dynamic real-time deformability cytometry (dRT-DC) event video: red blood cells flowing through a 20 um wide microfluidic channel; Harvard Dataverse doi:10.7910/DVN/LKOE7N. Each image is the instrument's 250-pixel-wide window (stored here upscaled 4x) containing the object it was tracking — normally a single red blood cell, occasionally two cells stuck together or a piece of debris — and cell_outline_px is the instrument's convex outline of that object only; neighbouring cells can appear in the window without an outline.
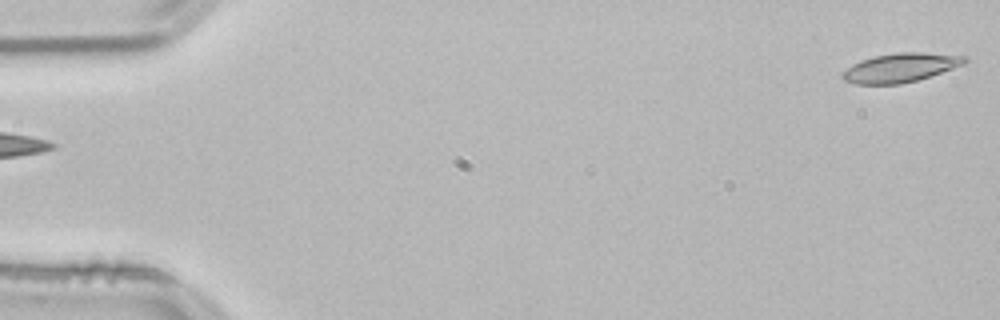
{"species": "common noctule bat (a hibernating species)", "species_latin": "Nyctalus noctula", "temperature_condition": "room temperature", "stored_images_in_passage": 54, "camera_frame_rate_fps": 3000, "um_per_image_px": 0.085, "animal": {"sex": "male", "body_mass_g": 21.5, "forearm_length_mm": 52.0}, "frame": {"image": 1, "passage_image": 1, "time_ms": 0.0, "image_size_px": [1000, 320], "cell_outline_px": [[968, 60], [964, 64], [916, 80], [900, 84], [856, 84], [844, 80], [840, 76], [852, 64], [860, 60], [872, 56], [900, 52], [920, 52], [968, 56]], "centroid_in_image_um": [76.52, 5.74], "position_along_channel_um": 8.5, "area_um2": 20.46}}
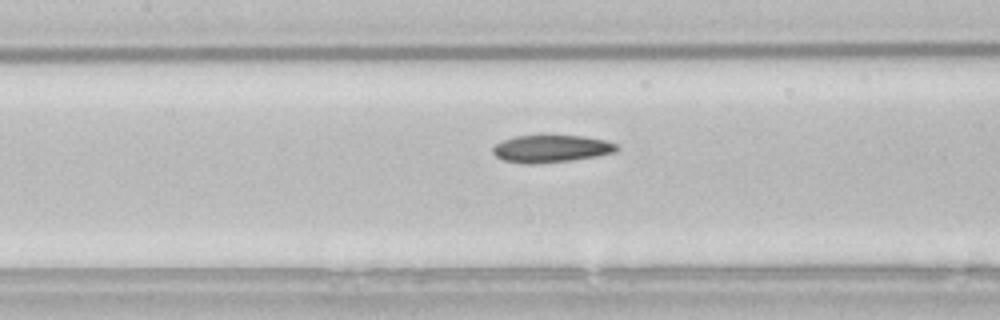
{"frame": {"image": 2, "passage_image": 24, "time_ms": 7.667, "image_size_px": [1000, 320], "cell_outline_px": [[620, 148], [616, 152], [596, 156], [572, 160], [536, 164], [524, 164], [504, 160], [496, 156], [492, 152], [492, 148], [496, 144], [504, 140], [516, 136], [584, 136], [604, 140], [616, 144]], "centroid_in_image_um": [46.86, 12.65], "position_along_channel_um": 160.5, "area_um2": 19.65}}
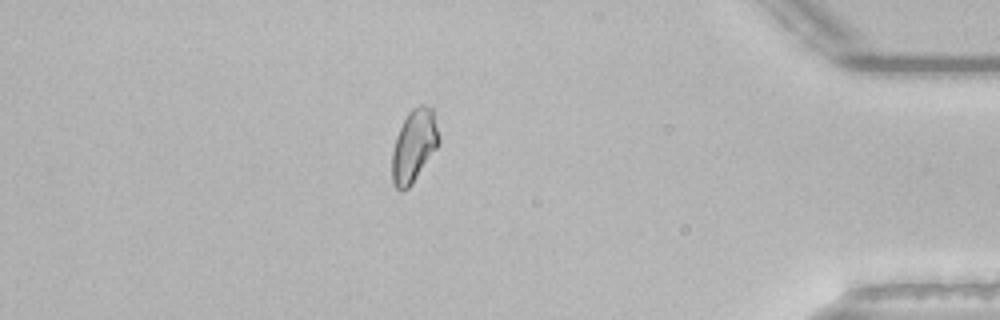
{"frame": {"image": 3, "passage_image": 46, "time_ms": 15.0, "image_size_px": [1000, 320], "cell_outline_px": [[440, 140], [436, 148], [412, 184], [408, 188], [400, 192], [392, 184], [392, 152], [396, 136], [408, 112], [416, 104], [424, 104], [432, 108], [440, 136]], "centroid_in_image_um": [35.18, 12.38], "position_along_channel_um": 400.0, "area_um2": 19.83}}